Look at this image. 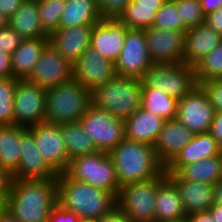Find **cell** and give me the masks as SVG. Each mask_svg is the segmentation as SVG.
Returning a JSON list of instances; mask_svg holds the SVG:
<instances>
[{
    "label": "cell",
    "mask_w": 222,
    "mask_h": 222,
    "mask_svg": "<svg viewBox=\"0 0 222 222\" xmlns=\"http://www.w3.org/2000/svg\"><path fill=\"white\" fill-rule=\"evenodd\" d=\"M46 165L56 174L66 171L69 159L60 125L42 122L28 127Z\"/></svg>",
    "instance_id": "cell-13"
},
{
    "label": "cell",
    "mask_w": 222,
    "mask_h": 222,
    "mask_svg": "<svg viewBox=\"0 0 222 222\" xmlns=\"http://www.w3.org/2000/svg\"><path fill=\"white\" fill-rule=\"evenodd\" d=\"M98 222H133L128 216L116 205L107 213L102 215Z\"/></svg>",
    "instance_id": "cell-44"
},
{
    "label": "cell",
    "mask_w": 222,
    "mask_h": 222,
    "mask_svg": "<svg viewBox=\"0 0 222 222\" xmlns=\"http://www.w3.org/2000/svg\"><path fill=\"white\" fill-rule=\"evenodd\" d=\"M204 23L222 36V8L206 15Z\"/></svg>",
    "instance_id": "cell-45"
},
{
    "label": "cell",
    "mask_w": 222,
    "mask_h": 222,
    "mask_svg": "<svg viewBox=\"0 0 222 222\" xmlns=\"http://www.w3.org/2000/svg\"><path fill=\"white\" fill-rule=\"evenodd\" d=\"M49 38L24 39L11 55L12 78L26 80L44 50Z\"/></svg>",
    "instance_id": "cell-27"
},
{
    "label": "cell",
    "mask_w": 222,
    "mask_h": 222,
    "mask_svg": "<svg viewBox=\"0 0 222 222\" xmlns=\"http://www.w3.org/2000/svg\"><path fill=\"white\" fill-rule=\"evenodd\" d=\"M115 76V63L91 47L73 64V78L91 92Z\"/></svg>",
    "instance_id": "cell-16"
},
{
    "label": "cell",
    "mask_w": 222,
    "mask_h": 222,
    "mask_svg": "<svg viewBox=\"0 0 222 222\" xmlns=\"http://www.w3.org/2000/svg\"><path fill=\"white\" fill-rule=\"evenodd\" d=\"M204 15H208L222 8V0H198Z\"/></svg>",
    "instance_id": "cell-49"
},
{
    "label": "cell",
    "mask_w": 222,
    "mask_h": 222,
    "mask_svg": "<svg viewBox=\"0 0 222 222\" xmlns=\"http://www.w3.org/2000/svg\"><path fill=\"white\" fill-rule=\"evenodd\" d=\"M180 19L187 28L201 25L205 15L198 0H175Z\"/></svg>",
    "instance_id": "cell-38"
},
{
    "label": "cell",
    "mask_w": 222,
    "mask_h": 222,
    "mask_svg": "<svg viewBox=\"0 0 222 222\" xmlns=\"http://www.w3.org/2000/svg\"><path fill=\"white\" fill-rule=\"evenodd\" d=\"M166 0H132L118 19L130 29H147L153 26L157 11Z\"/></svg>",
    "instance_id": "cell-28"
},
{
    "label": "cell",
    "mask_w": 222,
    "mask_h": 222,
    "mask_svg": "<svg viewBox=\"0 0 222 222\" xmlns=\"http://www.w3.org/2000/svg\"><path fill=\"white\" fill-rule=\"evenodd\" d=\"M92 105V92L76 79L47 89L45 122L63 124L79 121Z\"/></svg>",
    "instance_id": "cell-4"
},
{
    "label": "cell",
    "mask_w": 222,
    "mask_h": 222,
    "mask_svg": "<svg viewBox=\"0 0 222 222\" xmlns=\"http://www.w3.org/2000/svg\"><path fill=\"white\" fill-rule=\"evenodd\" d=\"M196 80L222 79V41L195 66Z\"/></svg>",
    "instance_id": "cell-35"
},
{
    "label": "cell",
    "mask_w": 222,
    "mask_h": 222,
    "mask_svg": "<svg viewBox=\"0 0 222 222\" xmlns=\"http://www.w3.org/2000/svg\"><path fill=\"white\" fill-rule=\"evenodd\" d=\"M162 30H174L186 33L188 28L180 19L175 0H166L157 11L153 26Z\"/></svg>",
    "instance_id": "cell-36"
},
{
    "label": "cell",
    "mask_w": 222,
    "mask_h": 222,
    "mask_svg": "<svg viewBox=\"0 0 222 222\" xmlns=\"http://www.w3.org/2000/svg\"><path fill=\"white\" fill-rule=\"evenodd\" d=\"M177 173L185 180L215 185L222 178L221 154L186 164Z\"/></svg>",
    "instance_id": "cell-32"
},
{
    "label": "cell",
    "mask_w": 222,
    "mask_h": 222,
    "mask_svg": "<svg viewBox=\"0 0 222 222\" xmlns=\"http://www.w3.org/2000/svg\"><path fill=\"white\" fill-rule=\"evenodd\" d=\"M17 79L0 78V125L14 124V94Z\"/></svg>",
    "instance_id": "cell-37"
},
{
    "label": "cell",
    "mask_w": 222,
    "mask_h": 222,
    "mask_svg": "<svg viewBox=\"0 0 222 222\" xmlns=\"http://www.w3.org/2000/svg\"><path fill=\"white\" fill-rule=\"evenodd\" d=\"M80 122L98 151L109 153L125 139L124 120L93 104L80 118Z\"/></svg>",
    "instance_id": "cell-9"
},
{
    "label": "cell",
    "mask_w": 222,
    "mask_h": 222,
    "mask_svg": "<svg viewBox=\"0 0 222 222\" xmlns=\"http://www.w3.org/2000/svg\"><path fill=\"white\" fill-rule=\"evenodd\" d=\"M170 222H188L187 218L177 220V221H170Z\"/></svg>",
    "instance_id": "cell-57"
},
{
    "label": "cell",
    "mask_w": 222,
    "mask_h": 222,
    "mask_svg": "<svg viewBox=\"0 0 222 222\" xmlns=\"http://www.w3.org/2000/svg\"><path fill=\"white\" fill-rule=\"evenodd\" d=\"M93 27L94 25L60 27L49 35V41L65 59L74 64L90 47Z\"/></svg>",
    "instance_id": "cell-20"
},
{
    "label": "cell",
    "mask_w": 222,
    "mask_h": 222,
    "mask_svg": "<svg viewBox=\"0 0 222 222\" xmlns=\"http://www.w3.org/2000/svg\"><path fill=\"white\" fill-rule=\"evenodd\" d=\"M57 204V178L13 179L5 206L19 222H48Z\"/></svg>",
    "instance_id": "cell-1"
},
{
    "label": "cell",
    "mask_w": 222,
    "mask_h": 222,
    "mask_svg": "<svg viewBox=\"0 0 222 222\" xmlns=\"http://www.w3.org/2000/svg\"><path fill=\"white\" fill-rule=\"evenodd\" d=\"M0 222H19L5 206L0 211Z\"/></svg>",
    "instance_id": "cell-52"
},
{
    "label": "cell",
    "mask_w": 222,
    "mask_h": 222,
    "mask_svg": "<svg viewBox=\"0 0 222 222\" xmlns=\"http://www.w3.org/2000/svg\"><path fill=\"white\" fill-rule=\"evenodd\" d=\"M0 78H12V57L0 52Z\"/></svg>",
    "instance_id": "cell-48"
},
{
    "label": "cell",
    "mask_w": 222,
    "mask_h": 222,
    "mask_svg": "<svg viewBox=\"0 0 222 222\" xmlns=\"http://www.w3.org/2000/svg\"><path fill=\"white\" fill-rule=\"evenodd\" d=\"M209 133L216 139L222 149V113L215 112Z\"/></svg>",
    "instance_id": "cell-47"
},
{
    "label": "cell",
    "mask_w": 222,
    "mask_h": 222,
    "mask_svg": "<svg viewBox=\"0 0 222 222\" xmlns=\"http://www.w3.org/2000/svg\"><path fill=\"white\" fill-rule=\"evenodd\" d=\"M142 80L115 76L92 92V104L125 120L141 107Z\"/></svg>",
    "instance_id": "cell-5"
},
{
    "label": "cell",
    "mask_w": 222,
    "mask_h": 222,
    "mask_svg": "<svg viewBox=\"0 0 222 222\" xmlns=\"http://www.w3.org/2000/svg\"><path fill=\"white\" fill-rule=\"evenodd\" d=\"M79 217L56 204L50 213L48 222H79Z\"/></svg>",
    "instance_id": "cell-42"
},
{
    "label": "cell",
    "mask_w": 222,
    "mask_h": 222,
    "mask_svg": "<svg viewBox=\"0 0 222 222\" xmlns=\"http://www.w3.org/2000/svg\"><path fill=\"white\" fill-rule=\"evenodd\" d=\"M199 85L206 92L215 112L222 113V79H209Z\"/></svg>",
    "instance_id": "cell-39"
},
{
    "label": "cell",
    "mask_w": 222,
    "mask_h": 222,
    "mask_svg": "<svg viewBox=\"0 0 222 222\" xmlns=\"http://www.w3.org/2000/svg\"><path fill=\"white\" fill-rule=\"evenodd\" d=\"M166 177L160 176L145 181L129 183L120 187L117 206L133 222H155V200L158 184Z\"/></svg>",
    "instance_id": "cell-7"
},
{
    "label": "cell",
    "mask_w": 222,
    "mask_h": 222,
    "mask_svg": "<svg viewBox=\"0 0 222 222\" xmlns=\"http://www.w3.org/2000/svg\"><path fill=\"white\" fill-rule=\"evenodd\" d=\"M222 153L216 139L209 133L194 134L192 140L165 166L166 173H177L184 165Z\"/></svg>",
    "instance_id": "cell-22"
},
{
    "label": "cell",
    "mask_w": 222,
    "mask_h": 222,
    "mask_svg": "<svg viewBox=\"0 0 222 222\" xmlns=\"http://www.w3.org/2000/svg\"><path fill=\"white\" fill-rule=\"evenodd\" d=\"M176 185L166 176L159 184L155 200V222H170L186 218Z\"/></svg>",
    "instance_id": "cell-25"
},
{
    "label": "cell",
    "mask_w": 222,
    "mask_h": 222,
    "mask_svg": "<svg viewBox=\"0 0 222 222\" xmlns=\"http://www.w3.org/2000/svg\"><path fill=\"white\" fill-rule=\"evenodd\" d=\"M102 18L96 0H66L60 27L94 25Z\"/></svg>",
    "instance_id": "cell-29"
},
{
    "label": "cell",
    "mask_w": 222,
    "mask_h": 222,
    "mask_svg": "<svg viewBox=\"0 0 222 222\" xmlns=\"http://www.w3.org/2000/svg\"><path fill=\"white\" fill-rule=\"evenodd\" d=\"M221 171H222V153H221ZM222 179V178H221Z\"/></svg>",
    "instance_id": "cell-58"
},
{
    "label": "cell",
    "mask_w": 222,
    "mask_h": 222,
    "mask_svg": "<svg viewBox=\"0 0 222 222\" xmlns=\"http://www.w3.org/2000/svg\"><path fill=\"white\" fill-rule=\"evenodd\" d=\"M144 31L153 64L183 62L185 33L156 27H149Z\"/></svg>",
    "instance_id": "cell-15"
},
{
    "label": "cell",
    "mask_w": 222,
    "mask_h": 222,
    "mask_svg": "<svg viewBox=\"0 0 222 222\" xmlns=\"http://www.w3.org/2000/svg\"><path fill=\"white\" fill-rule=\"evenodd\" d=\"M222 41L217 34L205 23L188 28L185 33L183 64L195 67L202 59L216 48Z\"/></svg>",
    "instance_id": "cell-23"
},
{
    "label": "cell",
    "mask_w": 222,
    "mask_h": 222,
    "mask_svg": "<svg viewBox=\"0 0 222 222\" xmlns=\"http://www.w3.org/2000/svg\"><path fill=\"white\" fill-rule=\"evenodd\" d=\"M208 211L214 218V222H222V205L214 204Z\"/></svg>",
    "instance_id": "cell-51"
},
{
    "label": "cell",
    "mask_w": 222,
    "mask_h": 222,
    "mask_svg": "<svg viewBox=\"0 0 222 222\" xmlns=\"http://www.w3.org/2000/svg\"><path fill=\"white\" fill-rule=\"evenodd\" d=\"M16 124L0 125V165L13 174L19 166L20 135L26 130Z\"/></svg>",
    "instance_id": "cell-30"
},
{
    "label": "cell",
    "mask_w": 222,
    "mask_h": 222,
    "mask_svg": "<svg viewBox=\"0 0 222 222\" xmlns=\"http://www.w3.org/2000/svg\"><path fill=\"white\" fill-rule=\"evenodd\" d=\"M13 175L0 165V197L6 201L11 190Z\"/></svg>",
    "instance_id": "cell-43"
},
{
    "label": "cell",
    "mask_w": 222,
    "mask_h": 222,
    "mask_svg": "<svg viewBox=\"0 0 222 222\" xmlns=\"http://www.w3.org/2000/svg\"><path fill=\"white\" fill-rule=\"evenodd\" d=\"M47 90L27 80H18L14 94V124L31 127L45 122Z\"/></svg>",
    "instance_id": "cell-10"
},
{
    "label": "cell",
    "mask_w": 222,
    "mask_h": 222,
    "mask_svg": "<svg viewBox=\"0 0 222 222\" xmlns=\"http://www.w3.org/2000/svg\"><path fill=\"white\" fill-rule=\"evenodd\" d=\"M23 40L10 26L0 29V52L12 55Z\"/></svg>",
    "instance_id": "cell-40"
},
{
    "label": "cell",
    "mask_w": 222,
    "mask_h": 222,
    "mask_svg": "<svg viewBox=\"0 0 222 222\" xmlns=\"http://www.w3.org/2000/svg\"><path fill=\"white\" fill-rule=\"evenodd\" d=\"M5 207V201L0 197V211Z\"/></svg>",
    "instance_id": "cell-56"
},
{
    "label": "cell",
    "mask_w": 222,
    "mask_h": 222,
    "mask_svg": "<svg viewBox=\"0 0 222 222\" xmlns=\"http://www.w3.org/2000/svg\"><path fill=\"white\" fill-rule=\"evenodd\" d=\"M73 78V64L48 41L27 81L44 89L56 87Z\"/></svg>",
    "instance_id": "cell-12"
},
{
    "label": "cell",
    "mask_w": 222,
    "mask_h": 222,
    "mask_svg": "<svg viewBox=\"0 0 222 222\" xmlns=\"http://www.w3.org/2000/svg\"><path fill=\"white\" fill-rule=\"evenodd\" d=\"M25 0H0V11L9 19Z\"/></svg>",
    "instance_id": "cell-46"
},
{
    "label": "cell",
    "mask_w": 222,
    "mask_h": 222,
    "mask_svg": "<svg viewBox=\"0 0 222 222\" xmlns=\"http://www.w3.org/2000/svg\"><path fill=\"white\" fill-rule=\"evenodd\" d=\"M165 121L140 107L124 120L125 139L153 146Z\"/></svg>",
    "instance_id": "cell-24"
},
{
    "label": "cell",
    "mask_w": 222,
    "mask_h": 222,
    "mask_svg": "<svg viewBox=\"0 0 222 222\" xmlns=\"http://www.w3.org/2000/svg\"><path fill=\"white\" fill-rule=\"evenodd\" d=\"M56 178L57 204L80 219H99L117 205L116 197L108 191L71 179L65 173Z\"/></svg>",
    "instance_id": "cell-2"
},
{
    "label": "cell",
    "mask_w": 222,
    "mask_h": 222,
    "mask_svg": "<svg viewBox=\"0 0 222 222\" xmlns=\"http://www.w3.org/2000/svg\"><path fill=\"white\" fill-rule=\"evenodd\" d=\"M141 107L164 120H174L177 114L178 100L170 97L161 89L142 86Z\"/></svg>",
    "instance_id": "cell-33"
},
{
    "label": "cell",
    "mask_w": 222,
    "mask_h": 222,
    "mask_svg": "<svg viewBox=\"0 0 222 222\" xmlns=\"http://www.w3.org/2000/svg\"><path fill=\"white\" fill-rule=\"evenodd\" d=\"M153 64L143 29H128L123 48L115 62L117 76L142 79Z\"/></svg>",
    "instance_id": "cell-11"
},
{
    "label": "cell",
    "mask_w": 222,
    "mask_h": 222,
    "mask_svg": "<svg viewBox=\"0 0 222 222\" xmlns=\"http://www.w3.org/2000/svg\"><path fill=\"white\" fill-rule=\"evenodd\" d=\"M8 26L23 39L49 38L39 20L37 0H25L8 19Z\"/></svg>",
    "instance_id": "cell-26"
},
{
    "label": "cell",
    "mask_w": 222,
    "mask_h": 222,
    "mask_svg": "<svg viewBox=\"0 0 222 222\" xmlns=\"http://www.w3.org/2000/svg\"><path fill=\"white\" fill-rule=\"evenodd\" d=\"M79 222H98V219L95 218H81Z\"/></svg>",
    "instance_id": "cell-55"
},
{
    "label": "cell",
    "mask_w": 222,
    "mask_h": 222,
    "mask_svg": "<svg viewBox=\"0 0 222 222\" xmlns=\"http://www.w3.org/2000/svg\"><path fill=\"white\" fill-rule=\"evenodd\" d=\"M176 185L186 215L208 211L214 205L215 185L183 179L178 173H166Z\"/></svg>",
    "instance_id": "cell-18"
},
{
    "label": "cell",
    "mask_w": 222,
    "mask_h": 222,
    "mask_svg": "<svg viewBox=\"0 0 222 222\" xmlns=\"http://www.w3.org/2000/svg\"><path fill=\"white\" fill-rule=\"evenodd\" d=\"M69 178L88 183L118 196L120 185L112 158L107 152L98 151L69 161L64 172Z\"/></svg>",
    "instance_id": "cell-6"
},
{
    "label": "cell",
    "mask_w": 222,
    "mask_h": 222,
    "mask_svg": "<svg viewBox=\"0 0 222 222\" xmlns=\"http://www.w3.org/2000/svg\"><path fill=\"white\" fill-rule=\"evenodd\" d=\"M215 110L203 88L198 85L178 100L176 120L194 134L209 132Z\"/></svg>",
    "instance_id": "cell-14"
},
{
    "label": "cell",
    "mask_w": 222,
    "mask_h": 222,
    "mask_svg": "<svg viewBox=\"0 0 222 222\" xmlns=\"http://www.w3.org/2000/svg\"><path fill=\"white\" fill-rule=\"evenodd\" d=\"M20 160L18 169L12 174L13 179H47L57 175L46 165L40 155L33 133L27 128L20 135Z\"/></svg>",
    "instance_id": "cell-19"
},
{
    "label": "cell",
    "mask_w": 222,
    "mask_h": 222,
    "mask_svg": "<svg viewBox=\"0 0 222 222\" xmlns=\"http://www.w3.org/2000/svg\"><path fill=\"white\" fill-rule=\"evenodd\" d=\"M186 218L188 222H214V218H212L209 211L187 215Z\"/></svg>",
    "instance_id": "cell-50"
},
{
    "label": "cell",
    "mask_w": 222,
    "mask_h": 222,
    "mask_svg": "<svg viewBox=\"0 0 222 222\" xmlns=\"http://www.w3.org/2000/svg\"><path fill=\"white\" fill-rule=\"evenodd\" d=\"M193 136L194 133L178 120H166L153 145L156 157L166 166Z\"/></svg>",
    "instance_id": "cell-21"
},
{
    "label": "cell",
    "mask_w": 222,
    "mask_h": 222,
    "mask_svg": "<svg viewBox=\"0 0 222 222\" xmlns=\"http://www.w3.org/2000/svg\"><path fill=\"white\" fill-rule=\"evenodd\" d=\"M103 18H118L132 0H96Z\"/></svg>",
    "instance_id": "cell-41"
},
{
    "label": "cell",
    "mask_w": 222,
    "mask_h": 222,
    "mask_svg": "<svg viewBox=\"0 0 222 222\" xmlns=\"http://www.w3.org/2000/svg\"><path fill=\"white\" fill-rule=\"evenodd\" d=\"M141 80L142 86L161 89L176 100H181L199 85L195 67L183 63L152 64Z\"/></svg>",
    "instance_id": "cell-8"
},
{
    "label": "cell",
    "mask_w": 222,
    "mask_h": 222,
    "mask_svg": "<svg viewBox=\"0 0 222 222\" xmlns=\"http://www.w3.org/2000/svg\"><path fill=\"white\" fill-rule=\"evenodd\" d=\"M128 29L118 18H102L94 24L90 47L115 63L123 48Z\"/></svg>",
    "instance_id": "cell-17"
},
{
    "label": "cell",
    "mask_w": 222,
    "mask_h": 222,
    "mask_svg": "<svg viewBox=\"0 0 222 222\" xmlns=\"http://www.w3.org/2000/svg\"><path fill=\"white\" fill-rule=\"evenodd\" d=\"M214 204L222 205V179L215 184Z\"/></svg>",
    "instance_id": "cell-53"
},
{
    "label": "cell",
    "mask_w": 222,
    "mask_h": 222,
    "mask_svg": "<svg viewBox=\"0 0 222 222\" xmlns=\"http://www.w3.org/2000/svg\"><path fill=\"white\" fill-rule=\"evenodd\" d=\"M66 0H37L39 20L43 30L50 35L60 28V19Z\"/></svg>",
    "instance_id": "cell-34"
},
{
    "label": "cell",
    "mask_w": 222,
    "mask_h": 222,
    "mask_svg": "<svg viewBox=\"0 0 222 222\" xmlns=\"http://www.w3.org/2000/svg\"><path fill=\"white\" fill-rule=\"evenodd\" d=\"M8 26V19L0 11V29Z\"/></svg>",
    "instance_id": "cell-54"
},
{
    "label": "cell",
    "mask_w": 222,
    "mask_h": 222,
    "mask_svg": "<svg viewBox=\"0 0 222 222\" xmlns=\"http://www.w3.org/2000/svg\"><path fill=\"white\" fill-rule=\"evenodd\" d=\"M69 161L73 158L98 152L95 144L79 121L60 124Z\"/></svg>",
    "instance_id": "cell-31"
},
{
    "label": "cell",
    "mask_w": 222,
    "mask_h": 222,
    "mask_svg": "<svg viewBox=\"0 0 222 222\" xmlns=\"http://www.w3.org/2000/svg\"><path fill=\"white\" fill-rule=\"evenodd\" d=\"M120 187L160 176L165 166L152 145L124 139L109 153Z\"/></svg>",
    "instance_id": "cell-3"
}]
</instances>
